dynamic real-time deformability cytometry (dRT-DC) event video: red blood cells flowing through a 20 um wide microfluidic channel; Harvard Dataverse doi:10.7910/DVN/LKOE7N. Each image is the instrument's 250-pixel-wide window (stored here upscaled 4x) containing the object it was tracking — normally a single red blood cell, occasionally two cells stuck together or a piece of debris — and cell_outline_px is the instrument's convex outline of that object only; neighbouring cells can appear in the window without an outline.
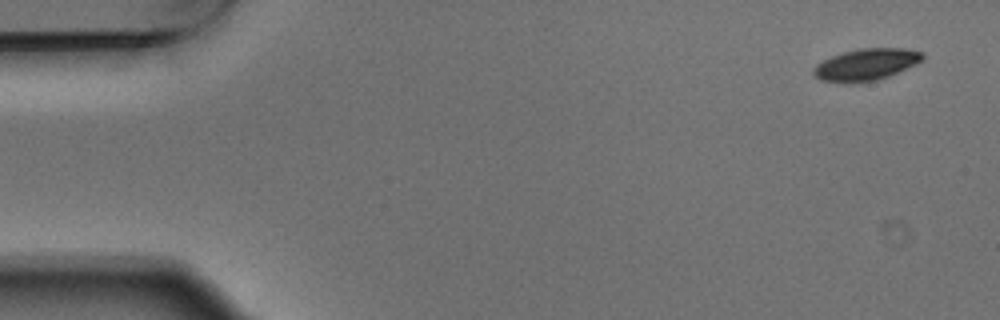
{"species": "Egyptian fruit bat (a non-hibernating species)", "species_latin": "Rousettus aegyptiacus", "temperature_condition": "warm", "stored_images_in_passage": 6, "segment_of_instrument_passage": [2, 2], "camera_frame_rate_fps": 3000, "um_per_image_px": 0.085, "animal": {"sex": "male"}, "frame": {"image": 1, "passage_image": 6, "time_ms": 1.667, "image_size_px": [1000, 320], "cell_outline_px": [[924, 60], [916, 64], [888, 76], [876, 80], [820, 80], [812, 72], [812, 68], [816, 64], [832, 56], [844, 52], [860, 48], [908, 48], [924, 52]], "centroid_in_image_um": [73.69, 5.43], "position_along_channel_um": 11.3, "area_um2": 19.54}}